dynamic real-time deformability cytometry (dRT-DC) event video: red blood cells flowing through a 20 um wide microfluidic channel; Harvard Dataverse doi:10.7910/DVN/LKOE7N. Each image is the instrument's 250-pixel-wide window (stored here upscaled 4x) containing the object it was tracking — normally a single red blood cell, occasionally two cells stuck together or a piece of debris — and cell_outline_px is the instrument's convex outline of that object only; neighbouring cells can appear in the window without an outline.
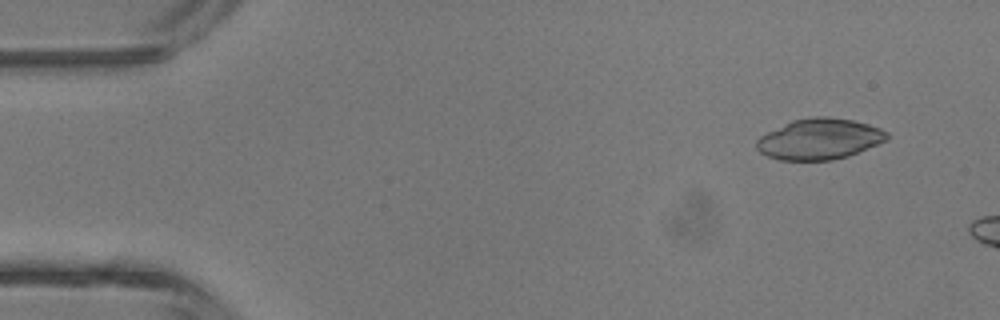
{"species": "common noctule bat (a hibernating species)", "species_latin": "Nyctalus noctula", "temperature_condition": "room temperature", "stored_images_in_passage": 3, "camera_frame_rate_fps": 3000, "um_per_image_px": 0.085, "animal": {"sex": "male", "body_mass_g": 13.3}, "frame": {"image": 1, "passage_image": 1, "time_ms": 0.0, "image_size_px": [1000, 320], "cell_outline_px": [[888, 140], [848, 156], [832, 160], [780, 160], [768, 156], [760, 152], [756, 148], [756, 140], [760, 136], [792, 120], [816, 116], [828, 116], [852, 120], [868, 124], [880, 128], [888, 132]], "centroid_in_image_um": [69.66, 11.81], "position_along_channel_um": 15.3, "area_um2": 30.98}}